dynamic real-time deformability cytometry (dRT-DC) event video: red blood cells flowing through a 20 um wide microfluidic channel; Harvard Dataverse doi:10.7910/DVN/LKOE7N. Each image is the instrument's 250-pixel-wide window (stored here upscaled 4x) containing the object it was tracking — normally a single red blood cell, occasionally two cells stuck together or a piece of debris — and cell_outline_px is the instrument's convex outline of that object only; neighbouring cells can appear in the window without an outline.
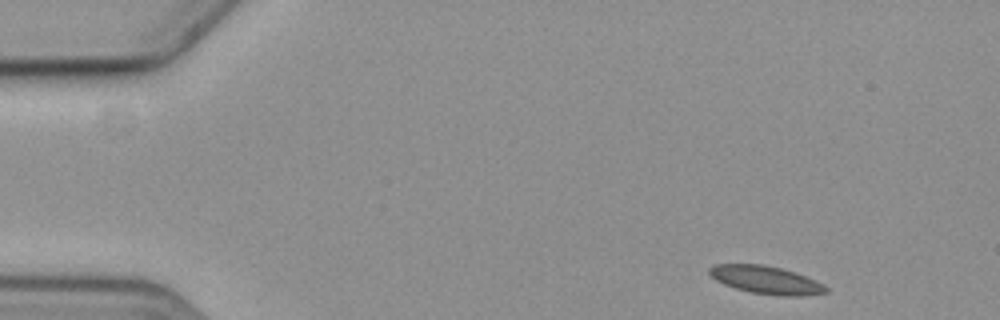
{"species": "common noctule bat (a hibernating species)", "species_latin": "Nyctalus noctula", "temperature_condition": "cold", "stored_images_in_passage": 5, "camera_frame_rate_fps": 3000, "um_per_image_px": 0.085, "animal": {"sex": "female", "body_mass_g": 19.3, "forearm_length_mm": 54.1}, "frame": {"image": 1, "passage_image": 1, "time_ms": 0.0, "image_size_px": [1000, 320], "cell_outline_px": [[828, 292], [804, 296], [776, 296], [752, 292], [736, 288], [724, 284], [716, 280], [708, 272], [708, 268], [712, 264], [764, 264], [796, 272], [816, 280], [824, 284], [828, 288]], "centroid_in_image_um": [65.14, 23.79], "position_along_channel_um": 19.9, "area_um2": 19.13}}